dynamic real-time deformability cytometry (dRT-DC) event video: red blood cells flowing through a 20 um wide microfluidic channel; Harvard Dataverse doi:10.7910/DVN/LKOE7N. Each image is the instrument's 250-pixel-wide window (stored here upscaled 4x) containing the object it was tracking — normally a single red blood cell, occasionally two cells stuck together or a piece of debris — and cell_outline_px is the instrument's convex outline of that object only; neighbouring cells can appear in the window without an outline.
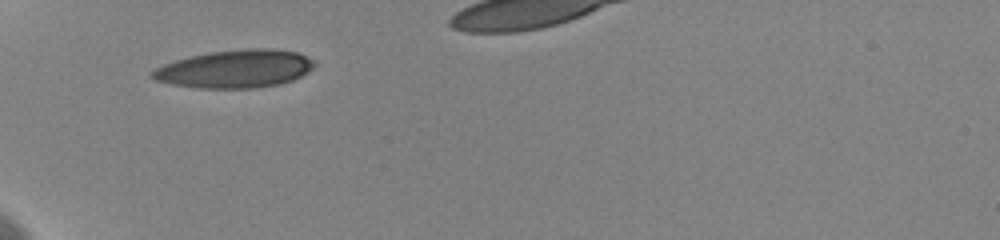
{"species": "human", "species_latin": "Homo sapiens", "temperature_condition": "cold", "stored_images_in_passage": 28, "camera_frame_rate_fps": 3000, "um_per_image_px": 0.085, "donor": {"sex": "female"}, "frame": {"image": 1, "passage_image": 1, "time_ms": 0.0, "image_size_px": [1000, 240], "cell_outline_px": [[316, 64], [308, 72], [292, 80], [280, 84], [256, 88], [192, 88], [172, 84], [156, 80], [148, 76], [156, 68], [164, 64], [176, 60], [208, 52], [248, 48], [272, 48], [296, 52], [312, 60]], "centroid_in_image_um": [19.97, 5.86], "position_along_channel_um": 65.0, "area_um2": 35.84}}
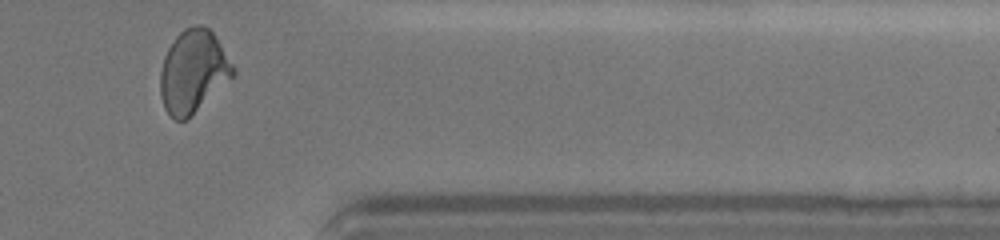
{"frame": {"image": 2, "passage_image": 28, "time_ms": 9.667, "image_size_px": [1000, 240], "cell_outline_px": [[236, 76], [188, 120], [176, 120], [164, 108], [160, 96], [160, 72], [164, 56], [168, 48], [176, 36], [184, 28], [196, 24], [200, 24], [208, 28], [216, 36], [236, 68]], "centroid_in_image_um": [16.46, 6.09], "position_along_channel_um": 394.9, "area_um2": 35.78}, "authors_computed_cell_mechanics": {"area_um2": 34.9112, "velocity_mm_per_s": 3.6001, "shape_relaxation_time_tau1_ms": 4.5025, "shape_relaxation_time_tau2_ms": 1.599, "deformation_change_tau1": 0.1746, "deformation_change_tau2": 0.064}}